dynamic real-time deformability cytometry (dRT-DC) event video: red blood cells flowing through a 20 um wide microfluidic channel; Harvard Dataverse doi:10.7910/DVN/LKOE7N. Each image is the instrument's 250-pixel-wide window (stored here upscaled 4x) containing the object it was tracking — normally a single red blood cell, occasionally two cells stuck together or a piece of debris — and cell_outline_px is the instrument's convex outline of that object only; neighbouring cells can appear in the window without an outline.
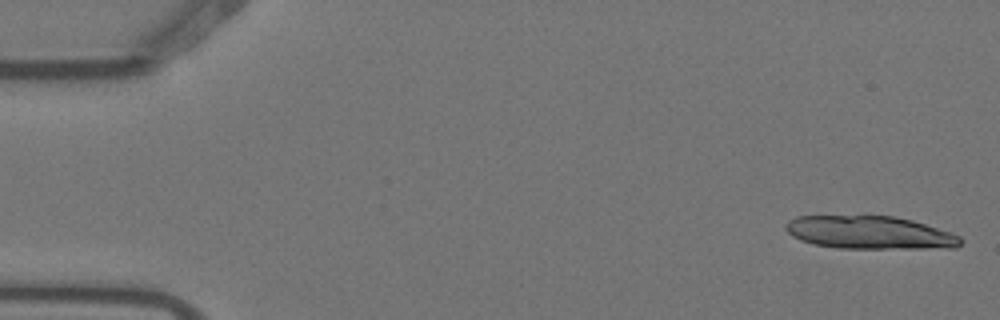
{"species": "Egyptian fruit bat (a non-hibernating species)", "species_latin": "Rousettus aegyptiacus", "temperature_condition": "warm", "stored_images_in_passage": 5, "camera_frame_rate_fps": 3000, "um_per_image_px": 0.085, "animal": {"sex": "female"}, "frame": {"image": 1, "passage_image": 1, "time_ms": 0.0, "image_size_px": [1000, 320], "cell_outline_px": [[964, 240], [956, 248], [836, 248], [812, 244], [800, 240], [792, 236], [784, 228], [784, 224], [788, 220], [796, 216], [892, 216], [912, 220], [952, 232], [960, 236]], "centroid_in_image_um": [73.93, 19.77], "position_along_channel_um": 11.1, "area_um2": 33.87}}